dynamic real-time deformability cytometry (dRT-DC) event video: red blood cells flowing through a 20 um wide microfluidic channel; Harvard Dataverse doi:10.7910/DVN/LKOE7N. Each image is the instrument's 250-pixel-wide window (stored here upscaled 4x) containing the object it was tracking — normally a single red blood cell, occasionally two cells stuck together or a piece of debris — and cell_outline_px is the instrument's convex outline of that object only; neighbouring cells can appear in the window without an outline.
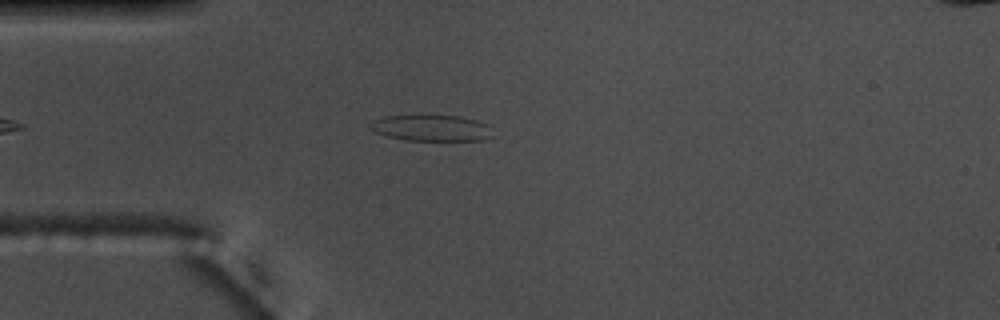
{"species": "common noctule bat (a hibernating species)", "species_latin": "Nyctalus noctula", "temperature_condition": "warm", "stored_images_in_passage": 43, "camera_frame_rate_fps": 3000, "um_per_image_px": 0.085, "animal": {"sex": "male", "body_mass_g": 17.5, "forearm_length_mm": 52.3}, "frame": {"image": 1, "passage_image": 7, "time_ms": 2.0, "image_size_px": [1000, 320], "cell_outline_px": [[492, 136], [484, 140], [404, 140], [388, 136], [376, 132], [368, 128], [368, 124], [372, 120], [384, 116], [460, 116], [476, 120], [484, 124]], "centroid_in_image_um": [36.58, 10.88], "position_along_channel_um": 48.4, "area_um2": 18.32}}
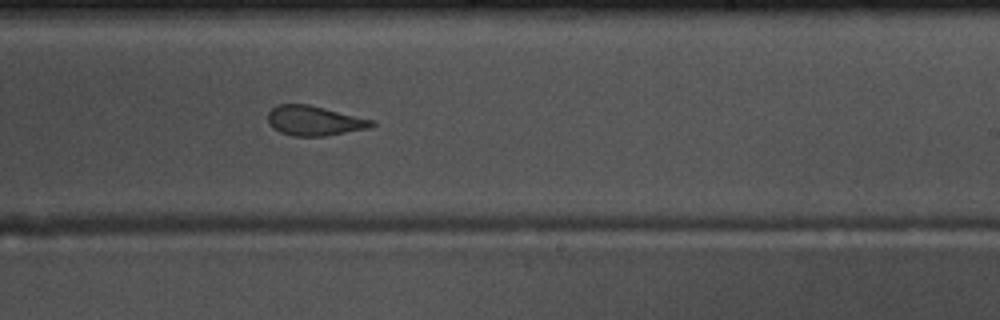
{"frame": {"image": 2, "passage_image": 25, "time_ms": 8.0, "image_size_px": [1000, 320], "cell_outline_px": [[376, 124], [368, 128], [324, 136], [292, 136], [280, 132], [272, 128], [268, 124], [268, 112], [276, 104], [308, 104], [376, 120]], "centroid_in_image_um": [26.7, 10.25], "position_along_channel_um": 262.3, "area_um2": 18.15}}
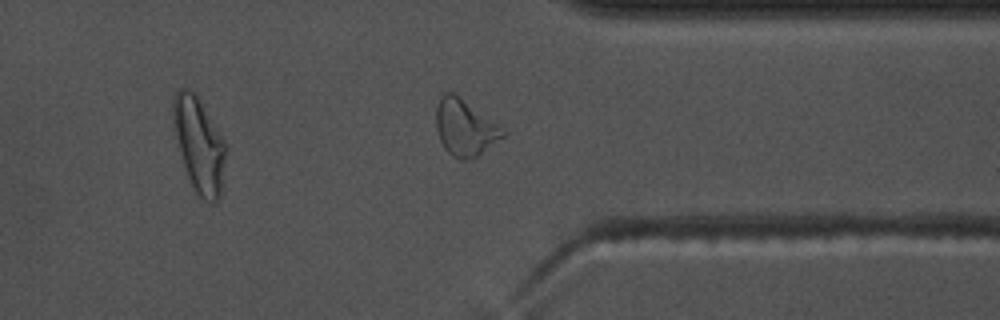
{"frame": {"image": 3, "passage_image": 34, "time_ms": 11.0, "image_size_px": [1000, 320], "cell_outline_px": [[508, 132], [504, 136], [476, 156], [464, 160], [460, 160], [452, 156], [444, 148], [440, 140], [436, 128], [436, 104], [440, 96], [444, 92], [452, 92], [504, 128]], "centroid_in_image_um": [39.49, 10.84], "position_along_channel_um": 371.9, "area_um2": 21.68}, "authors_computed_cell_mechanics": {"area_um2": 18.785, "velocity_mm_per_s": 3.7616, "shape_relaxation_time_tau1_ms": 7.4928, "shape_relaxation_time_tau2_ms": 2.212, "deformation_change_tau1": 0.2164, "deformation_change_tau2": 0.0959}}